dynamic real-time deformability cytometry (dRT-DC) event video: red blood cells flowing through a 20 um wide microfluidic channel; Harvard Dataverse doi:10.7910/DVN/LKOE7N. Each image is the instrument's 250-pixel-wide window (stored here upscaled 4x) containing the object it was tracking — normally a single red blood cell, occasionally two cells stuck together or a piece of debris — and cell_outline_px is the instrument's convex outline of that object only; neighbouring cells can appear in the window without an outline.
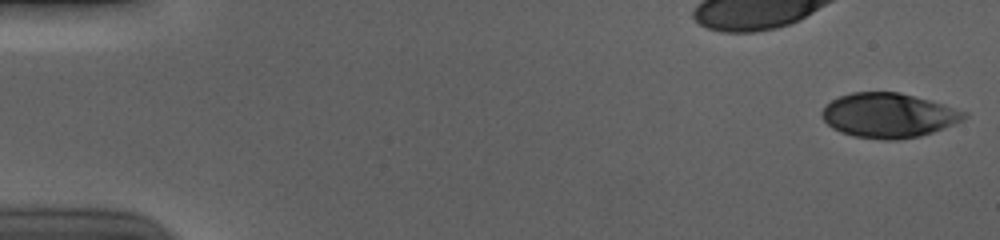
{"species": "human", "species_latin": "Homo sapiens", "temperature_condition": "cold", "stored_images_in_passage": 55, "camera_frame_rate_fps": 3000, "um_per_image_px": 0.085, "donor": {"sex": "male"}, "frame": {"image": 1, "passage_image": 1, "time_ms": 0.0, "image_size_px": [1000, 240], "cell_outline_px": [[968, 116], [964, 120], [932, 132], [920, 136], [896, 140], [884, 140], [856, 136], [840, 132], [832, 128], [820, 116], [820, 112], [824, 104], [840, 96], [852, 92], [900, 92], [944, 104], [968, 112]], "centroid_in_image_um": [75.51, 9.8], "position_along_channel_um": 9.5, "area_um2": 37.11}}
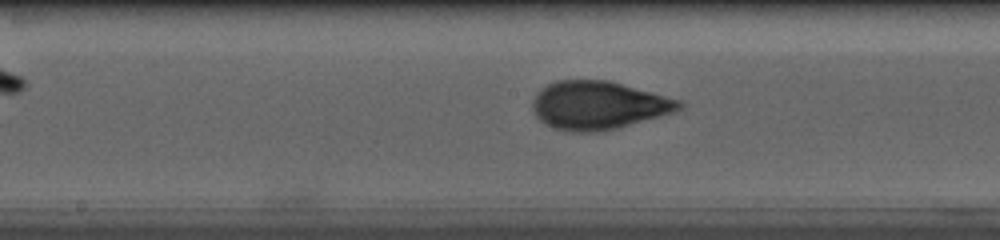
{"frame": {"image": 2, "passage_image": 29, "time_ms": 9.333, "image_size_px": [1000, 240], "cell_outline_px": [[684, 108], [660, 116], [616, 128], [596, 132], [568, 132], [544, 124], [532, 112], [532, 100], [536, 92], [540, 88], [556, 80], [608, 80], [652, 92], [680, 100], [684, 104]], "centroid_in_image_um": [50.81, 8.95], "position_along_channel_um": 197.4, "area_um2": 41.27}}
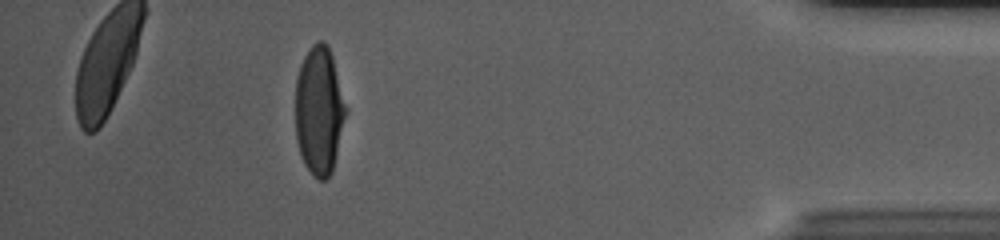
{"frame": {"image": 3, "passage_image": 50, "time_ms": 16.333, "image_size_px": [1000, 240], "cell_outline_px": [[348, 112], [332, 172], [324, 180], [320, 180], [312, 176], [304, 164], [300, 156], [296, 140], [296, 80], [300, 64], [304, 56], [312, 44], [320, 40], [324, 40], [328, 44], [332, 56], [348, 108]], "centroid_in_image_um": [27.15, 9.41], "position_along_channel_um": 408.1, "area_um2": 38.38}, "authors_computed_cell_mechanics": {"area_um2": 39.4774, "velocity_mm_per_s": 3.714, "shape_relaxation_time_tau1_ms": 4.0454, "shape_relaxation_time_tau2_ms": null, "deformation_change_tau1": 0.1857, "deformation_change_tau2": null}}